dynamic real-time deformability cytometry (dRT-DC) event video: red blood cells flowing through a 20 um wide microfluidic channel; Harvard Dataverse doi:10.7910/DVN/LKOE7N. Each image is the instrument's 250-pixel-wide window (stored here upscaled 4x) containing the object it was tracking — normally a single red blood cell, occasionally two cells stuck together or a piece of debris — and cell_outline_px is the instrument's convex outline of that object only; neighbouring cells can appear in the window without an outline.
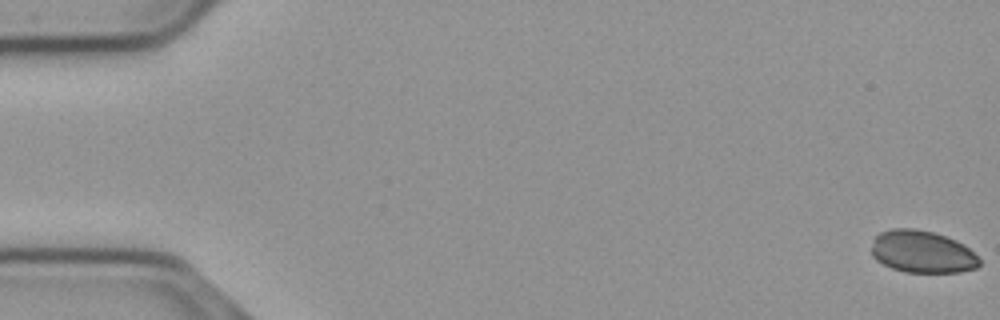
{"species": "common noctule bat (a hibernating species)", "species_latin": "Nyctalus noctula", "temperature_condition": "cold", "stored_images_in_passage": 57, "camera_frame_rate_fps": 3000, "um_per_image_px": 0.085, "animal": {"sex": "male", "body_mass_g": 23.1, "forearm_length_mm": 52.7}, "frame": {"image": 1, "passage_image": 1, "time_ms": 0.0, "image_size_px": [1000, 320], "cell_outline_px": [[980, 264], [976, 268], [960, 272], [904, 272], [892, 268], [876, 260], [872, 256], [872, 244], [876, 236], [880, 232], [892, 228], [916, 228], [932, 232], [956, 240], [964, 244], [980, 260]], "centroid_in_image_um": [78.37, 21.4], "position_along_channel_um": 6.6, "area_um2": 26.53}}
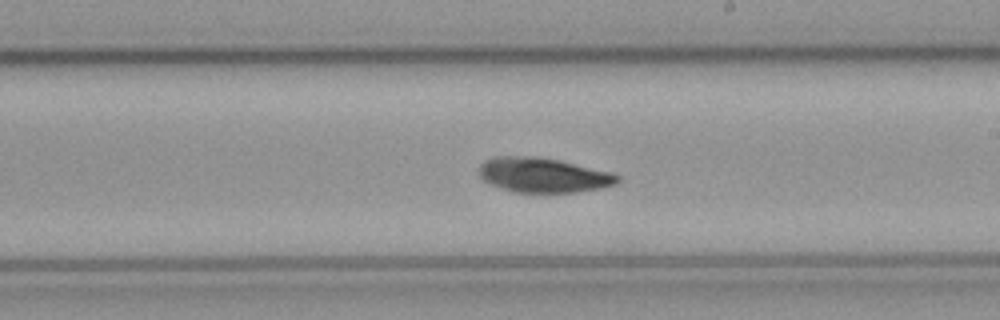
{"frame": {"image": 2, "passage_image": 33, "time_ms": 10.667, "image_size_px": [1000, 320], "cell_outline_px": [[620, 180], [616, 184], [600, 188], [576, 192], [516, 192], [492, 184], [484, 180], [480, 176], [480, 164], [484, 160], [496, 156], [532, 156], [560, 160], [612, 172], [620, 176]], "centroid_in_image_um": [46.21, 14.87], "position_along_channel_um": 242.8, "area_um2": 27.86}}
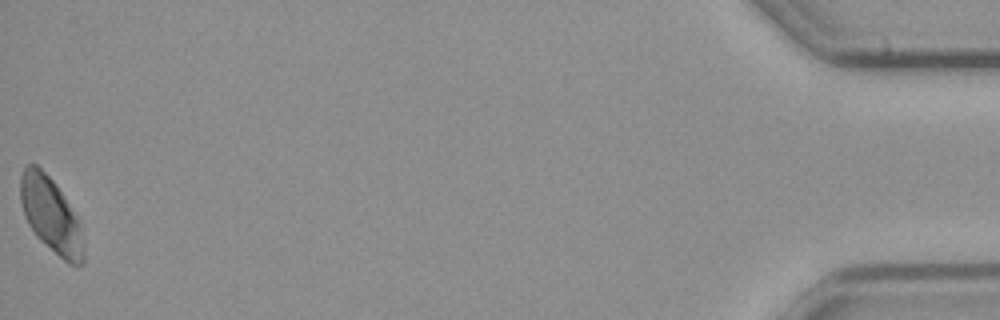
{"frame": {"image": 3, "passage_image": 57, "time_ms": 18.667, "image_size_px": [1000, 320], "cell_outline_px": [[84, 264], [68, 264], [40, 240], [36, 236], [28, 224], [24, 216], [20, 200], [20, 176], [24, 168], [28, 164], [36, 164], [56, 184], [76, 220], [84, 240]], "centroid_in_image_um": [4.29, 18.31], "position_along_channel_um": 430.9, "area_um2": 27.17}, "authors_computed_cell_mechanics": {"area_um2": 27.744, "velocity_mm_per_s": 3.658, "shape_relaxation_time_tau1_ms": null, "shape_relaxation_time_tau2_ms": 8.0888, "deformation_change_tau1": null, "deformation_change_tau2": 0.0579}}